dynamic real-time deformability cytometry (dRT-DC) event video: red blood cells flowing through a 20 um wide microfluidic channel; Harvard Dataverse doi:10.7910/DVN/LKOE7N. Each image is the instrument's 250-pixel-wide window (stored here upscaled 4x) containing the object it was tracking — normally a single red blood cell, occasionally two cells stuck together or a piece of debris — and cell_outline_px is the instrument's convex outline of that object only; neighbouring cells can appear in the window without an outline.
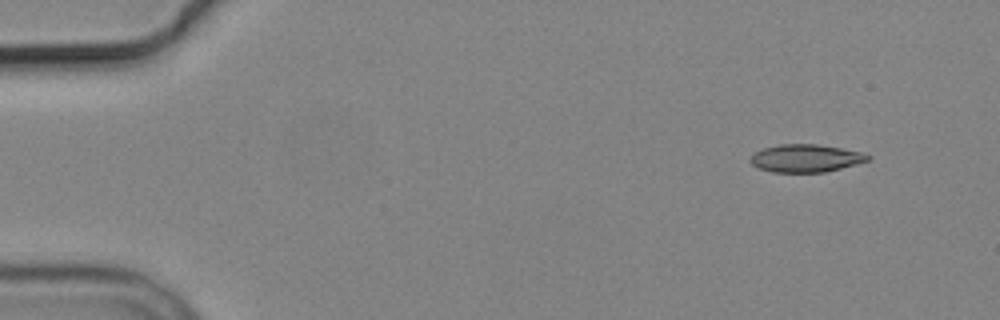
{"species": "common noctule bat (a hibernating species)", "species_latin": "Nyctalus noctula", "temperature_condition": "cold", "stored_images_in_passage": 4, "camera_frame_rate_fps": 3000, "um_per_image_px": 0.085, "animal": {"sex": "male", "body_mass_g": 19.2, "forearm_length_mm": 51.8}, "frame": {"image": 1, "passage_image": 1, "time_ms": 0.0, "image_size_px": [1000, 320], "cell_outline_px": [[872, 160], [824, 172], [772, 172], [760, 168], [752, 164], [748, 160], [756, 152], [764, 148], [780, 144], [816, 144], [840, 148], [860, 152], [872, 156]], "centroid_in_image_um": [68.51, 13.45], "position_along_channel_um": 16.5, "area_um2": 18.84}}
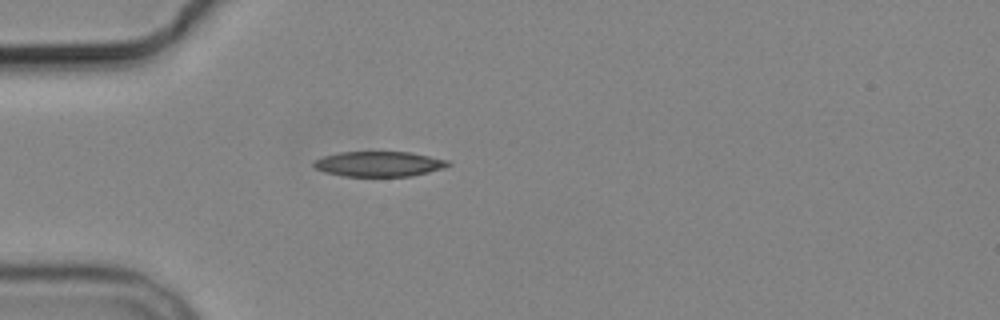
{"frame": {"image": 2, "passage_image": 4, "time_ms": 3.667, "image_size_px": [1000, 320], "cell_outline_px": [[452, 164], [444, 168], [412, 176], [344, 176], [324, 172], [316, 168], [312, 164], [312, 160], [324, 156], [340, 152], [408, 152], [448, 160]], "centroid_in_image_um": [32.19, 13.94], "position_along_channel_um": 52.8, "area_um2": 19.65}}